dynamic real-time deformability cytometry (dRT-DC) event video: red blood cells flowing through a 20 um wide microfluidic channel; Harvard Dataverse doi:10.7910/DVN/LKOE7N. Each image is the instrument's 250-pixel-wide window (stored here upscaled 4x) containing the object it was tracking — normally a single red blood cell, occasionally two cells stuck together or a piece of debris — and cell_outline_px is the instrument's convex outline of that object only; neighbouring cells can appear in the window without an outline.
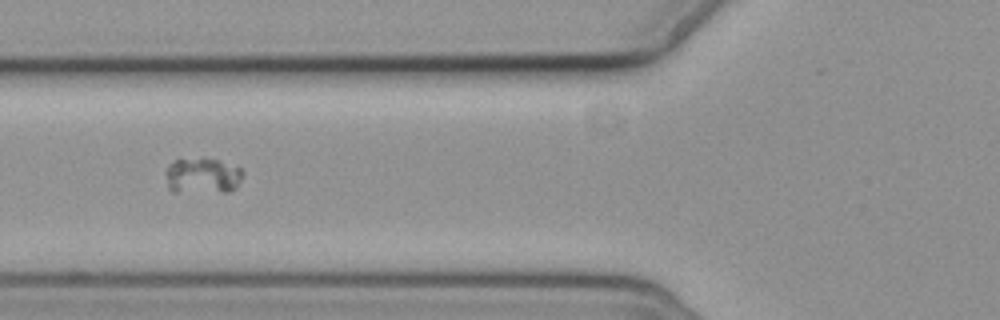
{"species": "common noctule bat (a hibernating species)", "species_latin": "Nyctalus noctula", "temperature_condition": "cold", "stored_images_in_passage": 6, "camera_frame_rate_fps": 3000, "um_per_image_px": 0.085, "animal": {"sex": "female", "body_mass_g": 19.3, "forearm_length_mm": 54.1}, "frame": {"image": 1, "passage_image": 6, "time_ms": 6.667, "image_size_px": [1000, 320], "cell_outline_px": [[244, 172], [236, 188], [228, 192], [172, 192], [168, 188], [164, 172], [168, 164], [172, 160], [180, 156], [204, 156], [240, 168]], "centroid_in_image_um": [17.12, 14.89], "position_along_channel_um": 108.7, "area_um2": 16.99}}